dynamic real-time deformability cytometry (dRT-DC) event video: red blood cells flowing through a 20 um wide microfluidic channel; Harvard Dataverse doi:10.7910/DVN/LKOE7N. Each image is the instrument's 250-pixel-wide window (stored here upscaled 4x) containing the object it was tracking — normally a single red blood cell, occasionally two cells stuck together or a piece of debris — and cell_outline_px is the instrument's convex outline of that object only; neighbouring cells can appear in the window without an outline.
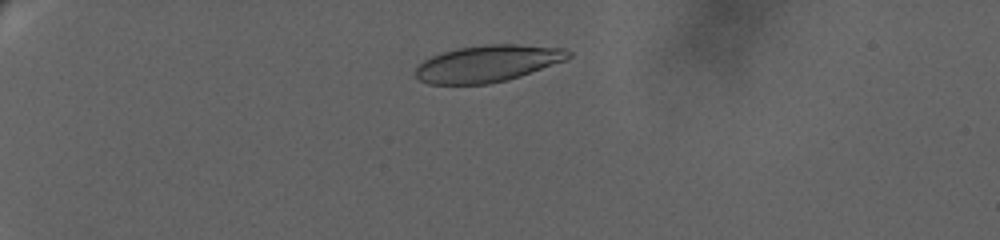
{"species": "human", "species_latin": "Homo sapiens", "temperature_condition": "warm", "stored_images_in_passage": 10, "camera_frame_rate_fps": 3000, "um_per_image_px": 0.085, "donor": {"sex": "female"}, "frame": {"image": 1, "passage_image": 2, "time_ms": 0.667, "image_size_px": [1000, 240], "cell_outline_px": [[572, 56], [564, 60], [520, 76], [508, 80], [488, 84], [428, 84], [420, 80], [416, 76], [416, 68], [424, 60], [440, 52], [460, 48], [484, 44], [516, 44], [564, 48], [572, 52]], "centroid_in_image_um": [41.45, 5.4], "position_along_channel_um": 43.6, "area_um2": 32.6}}
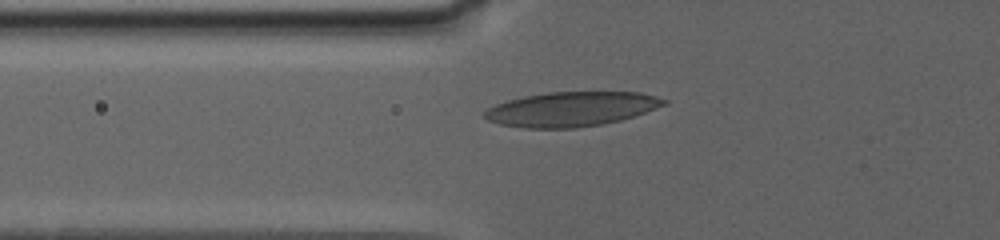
{"frame": {"image": 2, "passage_image": 9, "time_ms": 4.0, "image_size_px": [1000, 240], "cell_outline_px": [[668, 104], [620, 120], [600, 124], [572, 128], [524, 128], [500, 124], [488, 120], [484, 116], [484, 112], [488, 108], [496, 104], [508, 100], [524, 96], [548, 92], [640, 92], [656, 96], [668, 100]], "centroid_in_image_um": [48.56, 9.26], "position_along_channel_um": 77.2, "area_um2": 35.89}}